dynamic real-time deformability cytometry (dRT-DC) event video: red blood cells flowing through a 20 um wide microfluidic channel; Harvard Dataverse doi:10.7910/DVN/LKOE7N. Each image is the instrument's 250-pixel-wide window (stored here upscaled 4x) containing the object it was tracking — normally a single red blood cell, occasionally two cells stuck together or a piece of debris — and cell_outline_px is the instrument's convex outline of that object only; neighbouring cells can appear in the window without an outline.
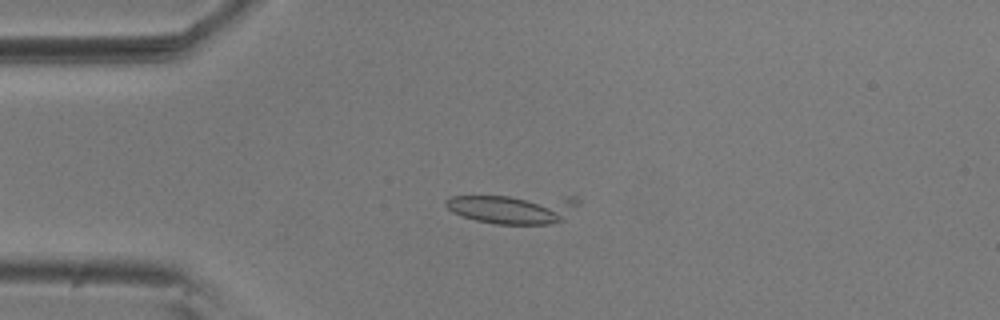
{"species": "common noctule bat (a hibernating species)", "species_latin": "Nyctalus noctula", "temperature_condition": "room temperature", "stored_images_in_passage": 15, "camera_frame_rate_fps": 3000, "um_per_image_px": 0.085, "animal": {"sex": "male", "body_mass_g": 20.5, "forearm_length_mm": 52.5}, "frame": {"image": 1, "passage_image": 14, "time_ms": 4.333, "image_size_px": [1000, 320], "cell_outline_px": [[580, 204], [564, 220], [548, 224], [496, 224], [476, 220], [452, 212], [444, 204], [444, 200], [452, 196], [576, 196], [580, 200]], "centroid_in_image_um": [43.68, 17.73], "position_along_channel_um": 41.3, "area_um2": 23.12}}